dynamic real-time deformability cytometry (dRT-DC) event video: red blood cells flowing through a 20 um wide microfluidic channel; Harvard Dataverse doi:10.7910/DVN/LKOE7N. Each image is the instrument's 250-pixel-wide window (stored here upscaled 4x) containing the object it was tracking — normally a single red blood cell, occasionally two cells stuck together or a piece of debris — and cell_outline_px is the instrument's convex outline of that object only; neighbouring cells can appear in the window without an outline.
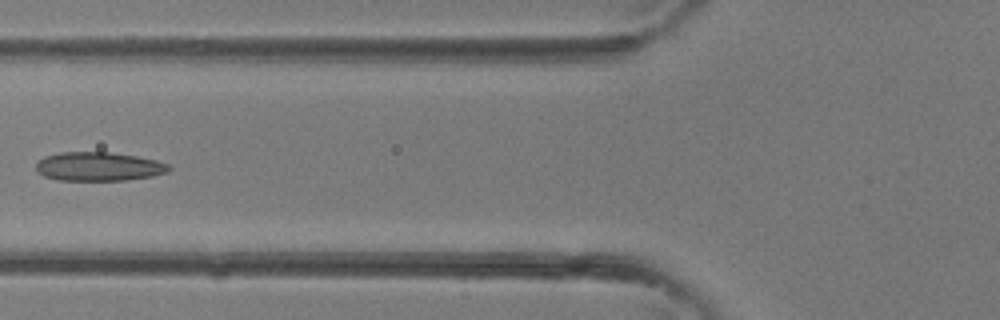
{"species": "common noctule bat (a hibernating species)", "species_latin": "Nyctalus noctula", "temperature_condition": "room temperature", "stored_images_in_passage": 5, "camera_frame_rate_fps": 3000, "um_per_image_px": 0.085, "animal": {"sex": "female"}, "frame": {"image": 1, "passage_image": 5, "time_ms": 1.333, "image_size_px": [1000, 320], "cell_outline_px": [[172, 168], [168, 172], [152, 176], [128, 180], [60, 180], [44, 176], [36, 168], [36, 164], [44, 156], [60, 152], [108, 152], [136, 156], [156, 160], [168, 164]], "centroid_in_image_um": [8.41, 14.15], "position_along_channel_um": 117.4, "area_um2": 22.25}}